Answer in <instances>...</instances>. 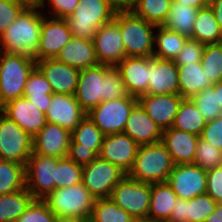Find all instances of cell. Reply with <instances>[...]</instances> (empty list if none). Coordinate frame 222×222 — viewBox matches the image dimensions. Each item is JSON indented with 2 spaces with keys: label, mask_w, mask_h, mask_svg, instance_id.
Segmentation results:
<instances>
[{
  "label": "cell",
  "mask_w": 222,
  "mask_h": 222,
  "mask_svg": "<svg viewBox=\"0 0 222 222\" xmlns=\"http://www.w3.org/2000/svg\"><path fill=\"white\" fill-rule=\"evenodd\" d=\"M137 97L128 95L119 99L101 102L87 115L104 135L123 132Z\"/></svg>",
  "instance_id": "ba28073f"
},
{
  "label": "cell",
  "mask_w": 222,
  "mask_h": 222,
  "mask_svg": "<svg viewBox=\"0 0 222 222\" xmlns=\"http://www.w3.org/2000/svg\"><path fill=\"white\" fill-rule=\"evenodd\" d=\"M58 158L34 154L25 166L26 188L35 199H43L55 190V168Z\"/></svg>",
  "instance_id": "8fae6325"
},
{
  "label": "cell",
  "mask_w": 222,
  "mask_h": 222,
  "mask_svg": "<svg viewBox=\"0 0 222 222\" xmlns=\"http://www.w3.org/2000/svg\"><path fill=\"white\" fill-rule=\"evenodd\" d=\"M126 57H153L156 25L136 16L130 9L117 10Z\"/></svg>",
  "instance_id": "3957f363"
},
{
  "label": "cell",
  "mask_w": 222,
  "mask_h": 222,
  "mask_svg": "<svg viewBox=\"0 0 222 222\" xmlns=\"http://www.w3.org/2000/svg\"><path fill=\"white\" fill-rule=\"evenodd\" d=\"M26 188L25 165L0 159V195Z\"/></svg>",
  "instance_id": "d590c367"
},
{
  "label": "cell",
  "mask_w": 222,
  "mask_h": 222,
  "mask_svg": "<svg viewBox=\"0 0 222 222\" xmlns=\"http://www.w3.org/2000/svg\"><path fill=\"white\" fill-rule=\"evenodd\" d=\"M139 145L126 133L105 135L98 156L118 166L126 174L131 170Z\"/></svg>",
  "instance_id": "2e32d148"
},
{
  "label": "cell",
  "mask_w": 222,
  "mask_h": 222,
  "mask_svg": "<svg viewBox=\"0 0 222 222\" xmlns=\"http://www.w3.org/2000/svg\"><path fill=\"white\" fill-rule=\"evenodd\" d=\"M201 66L213 83L222 80V43L205 45Z\"/></svg>",
  "instance_id": "ab89813d"
},
{
  "label": "cell",
  "mask_w": 222,
  "mask_h": 222,
  "mask_svg": "<svg viewBox=\"0 0 222 222\" xmlns=\"http://www.w3.org/2000/svg\"><path fill=\"white\" fill-rule=\"evenodd\" d=\"M209 7L213 10L215 18L222 29V0H209Z\"/></svg>",
  "instance_id": "db71d44e"
},
{
  "label": "cell",
  "mask_w": 222,
  "mask_h": 222,
  "mask_svg": "<svg viewBox=\"0 0 222 222\" xmlns=\"http://www.w3.org/2000/svg\"><path fill=\"white\" fill-rule=\"evenodd\" d=\"M35 67V59L0 51V107L23 96L28 77Z\"/></svg>",
  "instance_id": "5b68a950"
},
{
  "label": "cell",
  "mask_w": 222,
  "mask_h": 222,
  "mask_svg": "<svg viewBox=\"0 0 222 222\" xmlns=\"http://www.w3.org/2000/svg\"><path fill=\"white\" fill-rule=\"evenodd\" d=\"M168 184L180 199L190 200L206 193L207 171L194 163L175 165Z\"/></svg>",
  "instance_id": "4fadbf2b"
},
{
  "label": "cell",
  "mask_w": 222,
  "mask_h": 222,
  "mask_svg": "<svg viewBox=\"0 0 222 222\" xmlns=\"http://www.w3.org/2000/svg\"><path fill=\"white\" fill-rule=\"evenodd\" d=\"M156 29L154 47H157V50L154 49L153 57L161 60H174L188 38L164 26H157Z\"/></svg>",
  "instance_id": "1f68e13d"
},
{
  "label": "cell",
  "mask_w": 222,
  "mask_h": 222,
  "mask_svg": "<svg viewBox=\"0 0 222 222\" xmlns=\"http://www.w3.org/2000/svg\"><path fill=\"white\" fill-rule=\"evenodd\" d=\"M133 217L117 206L111 198L96 199L90 222H130Z\"/></svg>",
  "instance_id": "74e56055"
},
{
  "label": "cell",
  "mask_w": 222,
  "mask_h": 222,
  "mask_svg": "<svg viewBox=\"0 0 222 222\" xmlns=\"http://www.w3.org/2000/svg\"><path fill=\"white\" fill-rule=\"evenodd\" d=\"M71 132L47 122L33 138V153L42 156L64 158L68 156Z\"/></svg>",
  "instance_id": "ffe728a7"
},
{
  "label": "cell",
  "mask_w": 222,
  "mask_h": 222,
  "mask_svg": "<svg viewBox=\"0 0 222 222\" xmlns=\"http://www.w3.org/2000/svg\"><path fill=\"white\" fill-rule=\"evenodd\" d=\"M204 222H222V205L220 203H217L214 212L207 216Z\"/></svg>",
  "instance_id": "9f6ffc18"
},
{
  "label": "cell",
  "mask_w": 222,
  "mask_h": 222,
  "mask_svg": "<svg viewBox=\"0 0 222 222\" xmlns=\"http://www.w3.org/2000/svg\"><path fill=\"white\" fill-rule=\"evenodd\" d=\"M92 41L99 64L116 66L126 57L119 23L115 19L100 26Z\"/></svg>",
  "instance_id": "5bb4252c"
},
{
  "label": "cell",
  "mask_w": 222,
  "mask_h": 222,
  "mask_svg": "<svg viewBox=\"0 0 222 222\" xmlns=\"http://www.w3.org/2000/svg\"><path fill=\"white\" fill-rule=\"evenodd\" d=\"M110 67L98 64L80 70L74 96L86 113L105 102V72Z\"/></svg>",
  "instance_id": "7c38bea8"
},
{
  "label": "cell",
  "mask_w": 222,
  "mask_h": 222,
  "mask_svg": "<svg viewBox=\"0 0 222 222\" xmlns=\"http://www.w3.org/2000/svg\"><path fill=\"white\" fill-rule=\"evenodd\" d=\"M83 166L76 164L68 156L58 158L55 168V189L72 186L82 182Z\"/></svg>",
  "instance_id": "f35d334b"
},
{
  "label": "cell",
  "mask_w": 222,
  "mask_h": 222,
  "mask_svg": "<svg viewBox=\"0 0 222 222\" xmlns=\"http://www.w3.org/2000/svg\"><path fill=\"white\" fill-rule=\"evenodd\" d=\"M52 87L42 72L35 67L28 77L23 96L32 102L39 110L46 113L52 99Z\"/></svg>",
  "instance_id": "f546056e"
},
{
  "label": "cell",
  "mask_w": 222,
  "mask_h": 222,
  "mask_svg": "<svg viewBox=\"0 0 222 222\" xmlns=\"http://www.w3.org/2000/svg\"><path fill=\"white\" fill-rule=\"evenodd\" d=\"M68 157L76 164L85 166L94 161L98 155L89 147H80V143H70Z\"/></svg>",
  "instance_id": "f907efd6"
},
{
  "label": "cell",
  "mask_w": 222,
  "mask_h": 222,
  "mask_svg": "<svg viewBox=\"0 0 222 222\" xmlns=\"http://www.w3.org/2000/svg\"><path fill=\"white\" fill-rule=\"evenodd\" d=\"M179 76V95L191 98L201 90L211 88L214 83L204 73L201 62L177 65Z\"/></svg>",
  "instance_id": "83f0119b"
},
{
  "label": "cell",
  "mask_w": 222,
  "mask_h": 222,
  "mask_svg": "<svg viewBox=\"0 0 222 222\" xmlns=\"http://www.w3.org/2000/svg\"><path fill=\"white\" fill-rule=\"evenodd\" d=\"M130 222H151L149 219L133 218Z\"/></svg>",
  "instance_id": "6125c7cd"
},
{
  "label": "cell",
  "mask_w": 222,
  "mask_h": 222,
  "mask_svg": "<svg viewBox=\"0 0 222 222\" xmlns=\"http://www.w3.org/2000/svg\"><path fill=\"white\" fill-rule=\"evenodd\" d=\"M128 95L119 70L115 66H111L105 72V101L127 97Z\"/></svg>",
  "instance_id": "ee69618b"
},
{
  "label": "cell",
  "mask_w": 222,
  "mask_h": 222,
  "mask_svg": "<svg viewBox=\"0 0 222 222\" xmlns=\"http://www.w3.org/2000/svg\"><path fill=\"white\" fill-rule=\"evenodd\" d=\"M207 121L190 98H183L172 128L200 136Z\"/></svg>",
  "instance_id": "d6a6232c"
},
{
  "label": "cell",
  "mask_w": 222,
  "mask_h": 222,
  "mask_svg": "<svg viewBox=\"0 0 222 222\" xmlns=\"http://www.w3.org/2000/svg\"><path fill=\"white\" fill-rule=\"evenodd\" d=\"M56 59L79 70L98 65L92 40L72 37L60 50Z\"/></svg>",
  "instance_id": "484cf974"
},
{
  "label": "cell",
  "mask_w": 222,
  "mask_h": 222,
  "mask_svg": "<svg viewBox=\"0 0 222 222\" xmlns=\"http://www.w3.org/2000/svg\"><path fill=\"white\" fill-rule=\"evenodd\" d=\"M33 153V137L0 111V159L26 166Z\"/></svg>",
  "instance_id": "9c48e42d"
},
{
  "label": "cell",
  "mask_w": 222,
  "mask_h": 222,
  "mask_svg": "<svg viewBox=\"0 0 222 222\" xmlns=\"http://www.w3.org/2000/svg\"><path fill=\"white\" fill-rule=\"evenodd\" d=\"M49 4L53 9L49 15L50 17H57V18H65L69 16L77 7L79 0H48Z\"/></svg>",
  "instance_id": "816d5d0a"
},
{
  "label": "cell",
  "mask_w": 222,
  "mask_h": 222,
  "mask_svg": "<svg viewBox=\"0 0 222 222\" xmlns=\"http://www.w3.org/2000/svg\"><path fill=\"white\" fill-rule=\"evenodd\" d=\"M125 83L129 95L147 94L149 84V57H125L115 66Z\"/></svg>",
  "instance_id": "603a6c76"
},
{
  "label": "cell",
  "mask_w": 222,
  "mask_h": 222,
  "mask_svg": "<svg viewBox=\"0 0 222 222\" xmlns=\"http://www.w3.org/2000/svg\"><path fill=\"white\" fill-rule=\"evenodd\" d=\"M187 199L177 198L168 222H188Z\"/></svg>",
  "instance_id": "f5cc1de1"
},
{
  "label": "cell",
  "mask_w": 222,
  "mask_h": 222,
  "mask_svg": "<svg viewBox=\"0 0 222 222\" xmlns=\"http://www.w3.org/2000/svg\"><path fill=\"white\" fill-rule=\"evenodd\" d=\"M26 7L18 0H0V37L7 26L16 20Z\"/></svg>",
  "instance_id": "7dc6e473"
},
{
  "label": "cell",
  "mask_w": 222,
  "mask_h": 222,
  "mask_svg": "<svg viewBox=\"0 0 222 222\" xmlns=\"http://www.w3.org/2000/svg\"><path fill=\"white\" fill-rule=\"evenodd\" d=\"M200 137L222 151V115L207 122Z\"/></svg>",
  "instance_id": "c3c4849f"
},
{
  "label": "cell",
  "mask_w": 222,
  "mask_h": 222,
  "mask_svg": "<svg viewBox=\"0 0 222 222\" xmlns=\"http://www.w3.org/2000/svg\"><path fill=\"white\" fill-rule=\"evenodd\" d=\"M193 163L209 171L222 165V151L199 136Z\"/></svg>",
  "instance_id": "b9f144b4"
},
{
  "label": "cell",
  "mask_w": 222,
  "mask_h": 222,
  "mask_svg": "<svg viewBox=\"0 0 222 222\" xmlns=\"http://www.w3.org/2000/svg\"><path fill=\"white\" fill-rule=\"evenodd\" d=\"M34 200L27 188L0 195V222H16Z\"/></svg>",
  "instance_id": "836d02e7"
},
{
  "label": "cell",
  "mask_w": 222,
  "mask_h": 222,
  "mask_svg": "<svg viewBox=\"0 0 222 222\" xmlns=\"http://www.w3.org/2000/svg\"><path fill=\"white\" fill-rule=\"evenodd\" d=\"M111 200L133 218L148 219L151 184L126 176L114 187Z\"/></svg>",
  "instance_id": "52a82bcc"
},
{
  "label": "cell",
  "mask_w": 222,
  "mask_h": 222,
  "mask_svg": "<svg viewBox=\"0 0 222 222\" xmlns=\"http://www.w3.org/2000/svg\"><path fill=\"white\" fill-rule=\"evenodd\" d=\"M216 206L217 202L206 193L188 200V222H204L207 216L214 212Z\"/></svg>",
  "instance_id": "7bdbcfd3"
},
{
  "label": "cell",
  "mask_w": 222,
  "mask_h": 222,
  "mask_svg": "<svg viewBox=\"0 0 222 222\" xmlns=\"http://www.w3.org/2000/svg\"><path fill=\"white\" fill-rule=\"evenodd\" d=\"M74 95L53 93L51 104L46 111V122L57 124L72 132L86 117Z\"/></svg>",
  "instance_id": "d6986e66"
},
{
  "label": "cell",
  "mask_w": 222,
  "mask_h": 222,
  "mask_svg": "<svg viewBox=\"0 0 222 222\" xmlns=\"http://www.w3.org/2000/svg\"><path fill=\"white\" fill-rule=\"evenodd\" d=\"M174 166L170 153L160 141L139 146L134 164L127 175L144 183L168 182Z\"/></svg>",
  "instance_id": "7a4b0ae2"
},
{
  "label": "cell",
  "mask_w": 222,
  "mask_h": 222,
  "mask_svg": "<svg viewBox=\"0 0 222 222\" xmlns=\"http://www.w3.org/2000/svg\"><path fill=\"white\" fill-rule=\"evenodd\" d=\"M199 136L174 128L163 130L161 142L175 165L193 163Z\"/></svg>",
  "instance_id": "d4e9b609"
},
{
  "label": "cell",
  "mask_w": 222,
  "mask_h": 222,
  "mask_svg": "<svg viewBox=\"0 0 222 222\" xmlns=\"http://www.w3.org/2000/svg\"><path fill=\"white\" fill-rule=\"evenodd\" d=\"M40 7H26L0 37V51L35 59L45 16Z\"/></svg>",
  "instance_id": "6da1fadb"
},
{
  "label": "cell",
  "mask_w": 222,
  "mask_h": 222,
  "mask_svg": "<svg viewBox=\"0 0 222 222\" xmlns=\"http://www.w3.org/2000/svg\"><path fill=\"white\" fill-rule=\"evenodd\" d=\"M117 10H129L133 0H106Z\"/></svg>",
  "instance_id": "6f0895ef"
},
{
  "label": "cell",
  "mask_w": 222,
  "mask_h": 222,
  "mask_svg": "<svg viewBox=\"0 0 222 222\" xmlns=\"http://www.w3.org/2000/svg\"><path fill=\"white\" fill-rule=\"evenodd\" d=\"M147 94H179L178 68L173 60L149 57Z\"/></svg>",
  "instance_id": "7402d4cb"
},
{
  "label": "cell",
  "mask_w": 222,
  "mask_h": 222,
  "mask_svg": "<svg viewBox=\"0 0 222 222\" xmlns=\"http://www.w3.org/2000/svg\"><path fill=\"white\" fill-rule=\"evenodd\" d=\"M214 88V91H217V99L220 104V108L222 110V80L219 81L218 83H214L212 86ZM222 115V112H221Z\"/></svg>",
  "instance_id": "94428289"
},
{
  "label": "cell",
  "mask_w": 222,
  "mask_h": 222,
  "mask_svg": "<svg viewBox=\"0 0 222 222\" xmlns=\"http://www.w3.org/2000/svg\"><path fill=\"white\" fill-rule=\"evenodd\" d=\"M19 2L24 3L27 7H40L41 9L46 7L45 0H18Z\"/></svg>",
  "instance_id": "680465c9"
},
{
  "label": "cell",
  "mask_w": 222,
  "mask_h": 222,
  "mask_svg": "<svg viewBox=\"0 0 222 222\" xmlns=\"http://www.w3.org/2000/svg\"><path fill=\"white\" fill-rule=\"evenodd\" d=\"M191 39L204 45L222 43V29L209 6L198 9Z\"/></svg>",
  "instance_id": "f1b7e54d"
},
{
  "label": "cell",
  "mask_w": 222,
  "mask_h": 222,
  "mask_svg": "<svg viewBox=\"0 0 222 222\" xmlns=\"http://www.w3.org/2000/svg\"><path fill=\"white\" fill-rule=\"evenodd\" d=\"M125 176L118 166L98 156L83 166L82 183L95 199L110 198L114 187Z\"/></svg>",
  "instance_id": "30bf717a"
},
{
  "label": "cell",
  "mask_w": 222,
  "mask_h": 222,
  "mask_svg": "<svg viewBox=\"0 0 222 222\" xmlns=\"http://www.w3.org/2000/svg\"><path fill=\"white\" fill-rule=\"evenodd\" d=\"M174 1L197 9H202L209 6V0H174Z\"/></svg>",
  "instance_id": "11a10c76"
},
{
  "label": "cell",
  "mask_w": 222,
  "mask_h": 222,
  "mask_svg": "<svg viewBox=\"0 0 222 222\" xmlns=\"http://www.w3.org/2000/svg\"><path fill=\"white\" fill-rule=\"evenodd\" d=\"M177 198L168 182L151 184L148 219L151 222H168Z\"/></svg>",
  "instance_id": "4316f807"
},
{
  "label": "cell",
  "mask_w": 222,
  "mask_h": 222,
  "mask_svg": "<svg viewBox=\"0 0 222 222\" xmlns=\"http://www.w3.org/2000/svg\"><path fill=\"white\" fill-rule=\"evenodd\" d=\"M173 0H133L130 10L156 26H163Z\"/></svg>",
  "instance_id": "e575fe53"
},
{
  "label": "cell",
  "mask_w": 222,
  "mask_h": 222,
  "mask_svg": "<svg viewBox=\"0 0 222 222\" xmlns=\"http://www.w3.org/2000/svg\"><path fill=\"white\" fill-rule=\"evenodd\" d=\"M198 9L182 3H171L170 10L163 26L187 38H192L194 22Z\"/></svg>",
  "instance_id": "4dcf8cb0"
},
{
  "label": "cell",
  "mask_w": 222,
  "mask_h": 222,
  "mask_svg": "<svg viewBox=\"0 0 222 222\" xmlns=\"http://www.w3.org/2000/svg\"><path fill=\"white\" fill-rule=\"evenodd\" d=\"M55 222H90V220L76 217H56Z\"/></svg>",
  "instance_id": "91938a15"
},
{
  "label": "cell",
  "mask_w": 222,
  "mask_h": 222,
  "mask_svg": "<svg viewBox=\"0 0 222 222\" xmlns=\"http://www.w3.org/2000/svg\"><path fill=\"white\" fill-rule=\"evenodd\" d=\"M116 12L106 0H79L75 10L64 19L73 37L92 40L97 29L111 22Z\"/></svg>",
  "instance_id": "277c9868"
},
{
  "label": "cell",
  "mask_w": 222,
  "mask_h": 222,
  "mask_svg": "<svg viewBox=\"0 0 222 222\" xmlns=\"http://www.w3.org/2000/svg\"><path fill=\"white\" fill-rule=\"evenodd\" d=\"M42 200L56 217L90 219L96 199L81 182L55 189Z\"/></svg>",
  "instance_id": "8992f818"
},
{
  "label": "cell",
  "mask_w": 222,
  "mask_h": 222,
  "mask_svg": "<svg viewBox=\"0 0 222 222\" xmlns=\"http://www.w3.org/2000/svg\"><path fill=\"white\" fill-rule=\"evenodd\" d=\"M137 99L147 115L163 131L173 126L178 107L183 98L179 94H144Z\"/></svg>",
  "instance_id": "ac0fdd59"
},
{
  "label": "cell",
  "mask_w": 222,
  "mask_h": 222,
  "mask_svg": "<svg viewBox=\"0 0 222 222\" xmlns=\"http://www.w3.org/2000/svg\"><path fill=\"white\" fill-rule=\"evenodd\" d=\"M56 216L41 199H35L16 222H55Z\"/></svg>",
  "instance_id": "f6af8a7d"
},
{
  "label": "cell",
  "mask_w": 222,
  "mask_h": 222,
  "mask_svg": "<svg viewBox=\"0 0 222 222\" xmlns=\"http://www.w3.org/2000/svg\"><path fill=\"white\" fill-rule=\"evenodd\" d=\"M205 45L197 40L188 38L183 49L174 58L176 65H186L201 62Z\"/></svg>",
  "instance_id": "bcb514c9"
},
{
  "label": "cell",
  "mask_w": 222,
  "mask_h": 222,
  "mask_svg": "<svg viewBox=\"0 0 222 222\" xmlns=\"http://www.w3.org/2000/svg\"><path fill=\"white\" fill-rule=\"evenodd\" d=\"M52 87L53 93L74 95L80 70L58 61L56 58L43 59L36 62Z\"/></svg>",
  "instance_id": "44dd1931"
},
{
  "label": "cell",
  "mask_w": 222,
  "mask_h": 222,
  "mask_svg": "<svg viewBox=\"0 0 222 222\" xmlns=\"http://www.w3.org/2000/svg\"><path fill=\"white\" fill-rule=\"evenodd\" d=\"M206 194L217 203L222 200V165L207 171Z\"/></svg>",
  "instance_id": "681fc988"
},
{
  "label": "cell",
  "mask_w": 222,
  "mask_h": 222,
  "mask_svg": "<svg viewBox=\"0 0 222 222\" xmlns=\"http://www.w3.org/2000/svg\"><path fill=\"white\" fill-rule=\"evenodd\" d=\"M72 37V33L64 18L44 16L39 46L36 51V62L43 59L56 58L60 50Z\"/></svg>",
  "instance_id": "9a60e30c"
},
{
  "label": "cell",
  "mask_w": 222,
  "mask_h": 222,
  "mask_svg": "<svg viewBox=\"0 0 222 222\" xmlns=\"http://www.w3.org/2000/svg\"><path fill=\"white\" fill-rule=\"evenodd\" d=\"M123 132L139 146L160 142L163 133L139 103L133 107Z\"/></svg>",
  "instance_id": "cb8c5ba5"
},
{
  "label": "cell",
  "mask_w": 222,
  "mask_h": 222,
  "mask_svg": "<svg viewBox=\"0 0 222 222\" xmlns=\"http://www.w3.org/2000/svg\"><path fill=\"white\" fill-rule=\"evenodd\" d=\"M0 111L33 138L47 123L45 113L24 96L8 101Z\"/></svg>",
  "instance_id": "e0dca14e"
},
{
  "label": "cell",
  "mask_w": 222,
  "mask_h": 222,
  "mask_svg": "<svg viewBox=\"0 0 222 222\" xmlns=\"http://www.w3.org/2000/svg\"><path fill=\"white\" fill-rule=\"evenodd\" d=\"M190 99L207 122L221 115L222 110L217 99V91H214L213 87L201 90Z\"/></svg>",
  "instance_id": "60d3db41"
},
{
  "label": "cell",
  "mask_w": 222,
  "mask_h": 222,
  "mask_svg": "<svg viewBox=\"0 0 222 222\" xmlns=\"http://www.w3.org/2000/svg\"><path fill=\"white\" fill-rule=\"evenodd\" d=\"M105 135L88 115L71 132L70 143H80V147L91 148L97 155L100 152Z\"/></svg>",
  "instance_id": "8d00e7d4"
}]
</instances>
